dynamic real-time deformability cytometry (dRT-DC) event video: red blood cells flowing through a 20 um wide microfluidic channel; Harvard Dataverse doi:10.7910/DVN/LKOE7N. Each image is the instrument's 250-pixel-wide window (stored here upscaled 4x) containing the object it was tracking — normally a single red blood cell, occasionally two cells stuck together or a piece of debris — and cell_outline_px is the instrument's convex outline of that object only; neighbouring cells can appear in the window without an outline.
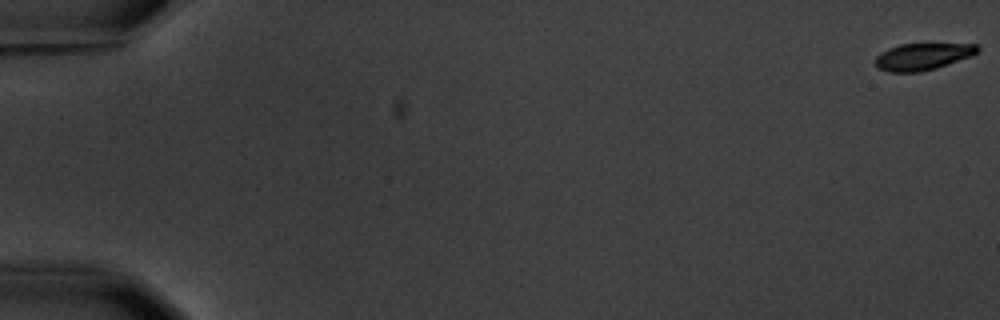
{"species": "common noctule bat (a hibernating species)", "species_latin": "Nyctalus noctula", "temperature_condition": "warm", "stored_images_in_passage": 6, "camera_frame_rate_fps": 3000, "um_per_image_px": 0.085, "animal": {"sex": "male", "body_mass_g": 20.1, "forearm_length_mm": 53.5}, "frame": {"image": 1, "passage_image": 1, "time_ms": 0.0, "image_size_px": [1000, 320], "cell_outline_px": [[980, 48], [972, 56], [936, 68], [920, 72], [892, 72], [880, 68], [876, 64], [876, 56], [880, 52], [888, 48], [900, 44], [928, 40], [976, 44]], "centroid_in_image_um": [78.5, 4.72], "position_along_channel_um": 6.5, "area_um2": 16.94}}
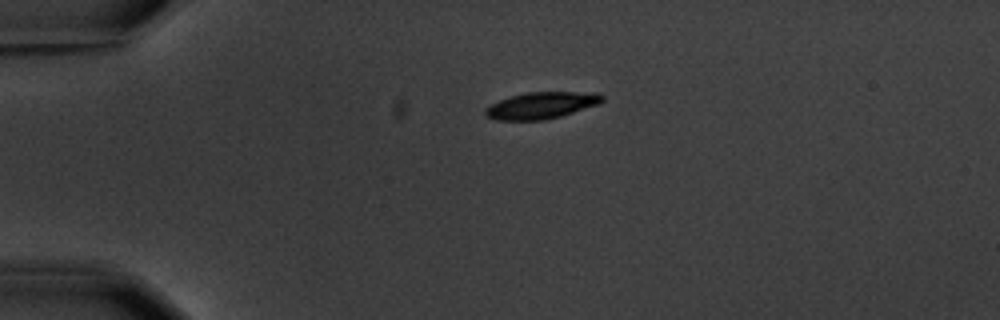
{"frame": {"image": 2, "passage_image": 5, "time_ms": 4.667, "image_size_px": [1000, 320], "cell_outline_px": [[604, 100], [600, 104], [560, 116], [544, 120], [496, 120], [484, 116], [484, 108], [500, 100], [512, 96], [528, 92], [600, 92], [604, 96]], "centroid_in_image_um": [46.04, 8.95], "position_along_channel_um": 39.0, "area_um2": 18.26}}